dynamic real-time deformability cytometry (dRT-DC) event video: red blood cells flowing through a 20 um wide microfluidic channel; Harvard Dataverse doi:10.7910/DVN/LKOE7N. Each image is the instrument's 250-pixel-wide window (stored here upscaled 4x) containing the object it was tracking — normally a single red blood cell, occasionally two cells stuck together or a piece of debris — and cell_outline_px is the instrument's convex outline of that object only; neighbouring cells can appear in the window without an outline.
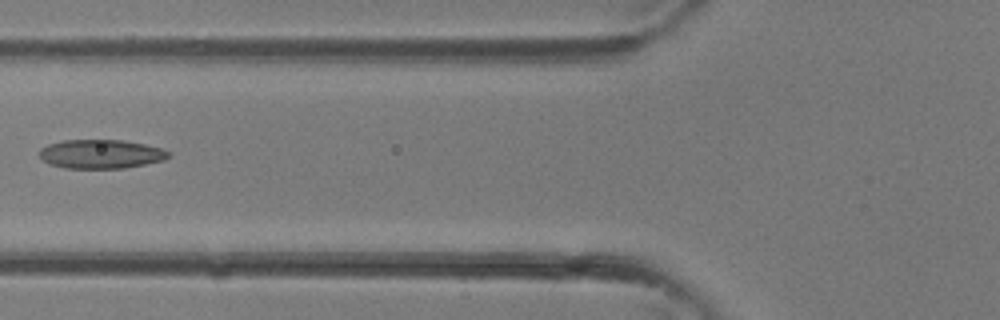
{"species": "common noctule bat (a hibernating species)", "species_latin": "Nyctalus noctula", "temperature_condition": "room temperature", "stored_images_in_passage": 26, "camera_frame_rate_fps": 3000, "um_per_image_px": 0.085, "animal": {"sex": "female"}, "frame": {"image": 1, "passage_image": 5, "time_ms": 1.333, "image_size_px": [1000, 320], "cell_outline_px": [[172, 156], [164, 160], [124, 168], [64, 168], [48, 164], [40, 156], [40, 148], [48, 144], [64, 140], [124, 140], [144, 144], [160, 148], [172, 152]], "centroid_in_image_um": [8.6, 13.09], "position_along_channel_um": 117.2, "area_um2": 21.85}}